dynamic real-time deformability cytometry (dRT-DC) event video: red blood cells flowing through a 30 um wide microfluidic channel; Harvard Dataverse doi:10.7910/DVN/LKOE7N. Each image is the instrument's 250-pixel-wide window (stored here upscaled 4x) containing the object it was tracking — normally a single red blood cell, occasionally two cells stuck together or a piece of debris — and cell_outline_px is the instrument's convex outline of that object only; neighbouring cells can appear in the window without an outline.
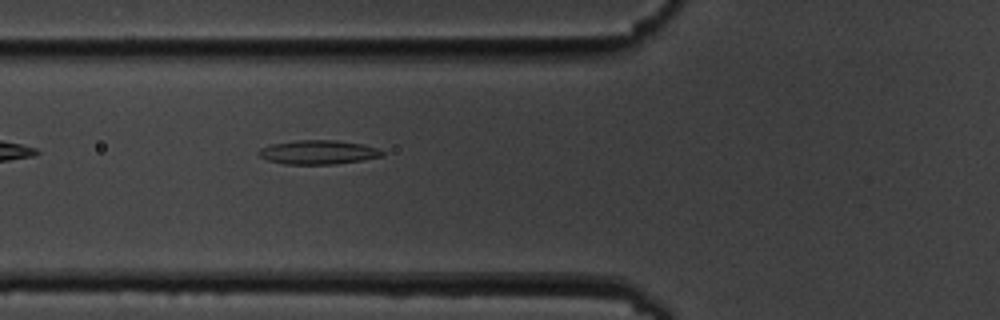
{"species": "common noctule bat (a hibernating species)", "species_latin": "Nyctalus noctula", "temperature_condition": "cold", "stored_images_in_passage": 4, "camera_frame_rate_fps": 3000, "um_per_image_px": 0.085, "animal": {"sex": "male", "body_mass_g": 19.5, "forearm_length_mm": 54.6}, "frame": {"image": 1, "passage_image": 4, "time_ms": 3.667, "image_size_px": [1000, 320], "cell_outline_px": [[384, 156], [336, 164], [284, 164], [268, 160], [260, 156], [256, 152], [260, 148], [272, 144], [296, 140], [336, 140], [364, 144], [380, 148], [384, 152]], "centroid_in_image_um": [27.07, 12.93], "position_along_channel_um": 98.7, "area_um2": 17.4}}